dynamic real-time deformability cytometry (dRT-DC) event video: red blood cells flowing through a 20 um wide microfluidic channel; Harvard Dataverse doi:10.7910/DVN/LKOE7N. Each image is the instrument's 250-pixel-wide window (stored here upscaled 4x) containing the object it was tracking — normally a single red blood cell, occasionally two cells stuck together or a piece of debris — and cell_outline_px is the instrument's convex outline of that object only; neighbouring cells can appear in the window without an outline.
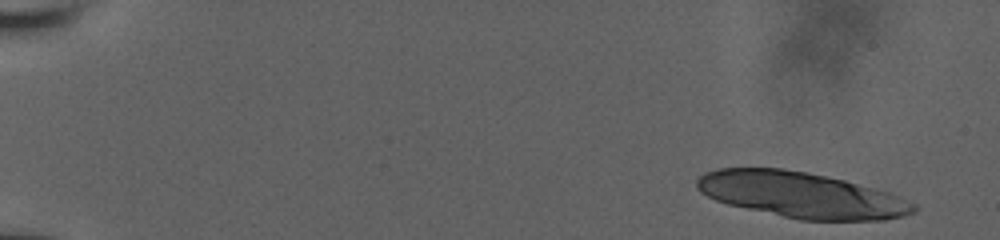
{"species": "human", "species_latin": "Homo sapiens", "temperature_condition": "room temperature", "stored_images_in_passage": 11, "camera_frame_rate_fps": 3000, "um_per_image_px": 0.085, "donor": {"sex": "male"}, "frame": {"image": 1, "passage_image": 1, "time_ms": 0.0, "image_size_px": [1000, 240], "cell_outline_px": [[916, 212], [904, 216], [884, 220], [800, 220], [728, 204], [716, 200], [700, 192], [696, 188], [696, 180], [704, 172], [716, 168], [784, 168], [808, 172], [844, 180], [888, 192], [916, 204]], "centroid_in_image_um": [68.09, 16.56], "position_along_channel_um": 16.9, "area_um2": 57.63}}
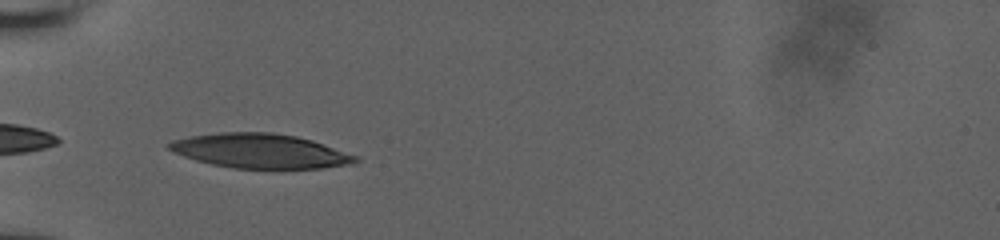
{"frame": {"image": 2, "passage_image": 10, "time_ms": 5.667, "image_size_px": [1000, 240], "cell_outline_px": [[360, 160], [352, 164], [320, 168], [232, 168], [212, 164], [196, 160], [172, 152], [164, 144], [172, 140], [192, 136], [220, 132], [272, 132], [296, 136], [312, 140], [360, 156]], "centroid_in_image_um": [22.12, 12.83], "position_along_channel_um": 62.9, "area_um2": 37.51}}